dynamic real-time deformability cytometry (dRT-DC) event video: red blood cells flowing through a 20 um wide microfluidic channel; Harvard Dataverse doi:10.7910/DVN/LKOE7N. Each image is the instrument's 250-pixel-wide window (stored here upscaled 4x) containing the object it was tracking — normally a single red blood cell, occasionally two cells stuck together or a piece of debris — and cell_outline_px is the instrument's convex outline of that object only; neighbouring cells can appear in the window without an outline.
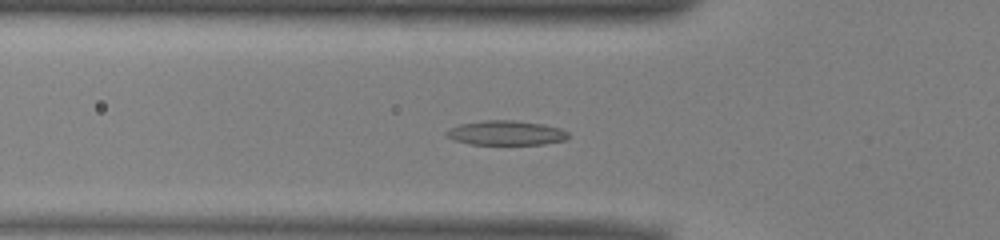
{"species": "common noctule bat (a hibernating species)", "species_latin": "Nyctalus noctula", "temperature_condition": "warm", "stored_images_in_passage": 47, "camera_frame_rate_fps": 3000, "um_per_image_px": 0.085, "animal": {"sex": "male", "body_mass_g": 13.0, "forearm_length_mm": 53.1}, "frame": {"image": 1, "passage_image": 13, "time_ms": 4.0, "image_size_px": [1000, 240], "cell_outline_px": [[568, 136], [564, 140], [544, 144], [468, 144], [444, 136], [444, 132], [448, 128], [460, 124], [484, 120], [516, 120], [544, 124], [560, 128], [568, 132]], "centroid_in_image_um": [42.97, 11.29], "position_along_channel_um": 82.8, "area_um2": 17.51}}
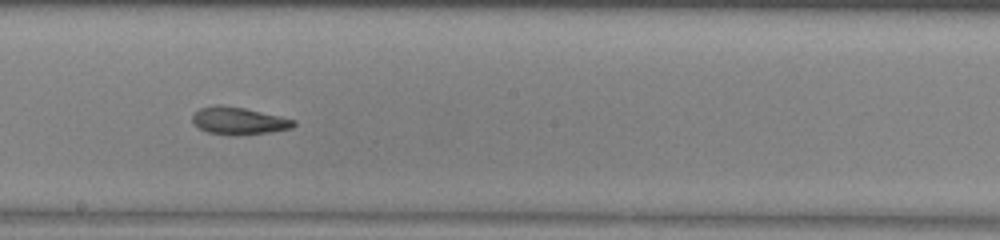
{"frame": {"image": 2, "passage_image": 24, "time_ms": 7.667, "image_size_px": [1000, 240], "cell_outline_px": [[296, 124], [292, 128], [268, 132], [208, 132], [192, 124], [192, 116], [200, 108], [216, 104], [220, 104], [244, 108], [280, 116], [296, 120]], "centroid_in_image_um": [20.28, 10.21], "position_along_channel_um": 227.9, "area_um2": 15.32}}
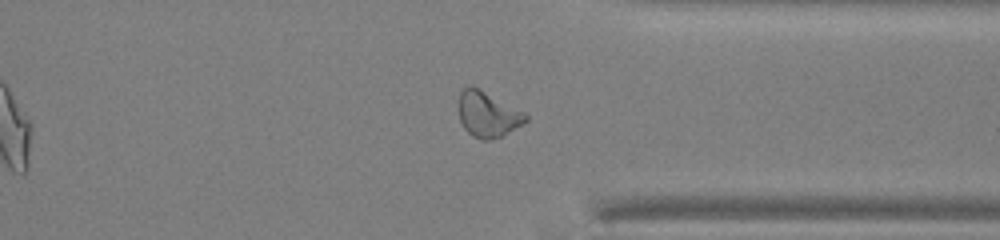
{"frame": {"image": 3, "passage_image": 35, "time_ms": 11.333, "image_size_px": [1000, 240], "cell_outline_px": [[528, 120], [500, 136], [488, 140], [480, 140], [472, 136], [464, 128], [460, 120], [460, 92], [468, 84], [472, 84], [524, 112], [528, 116]], "centroid_in_image_um": [41.44, 9.7], "position_along_channel_um": 370.0, "area_um2": 17.51}, "authors_computed_cell_mechanics": {"area_um2": 17.1666, "velocity_mm_per_s": 3.953, "shape_relaxation_time_tau1_ms": null, "shape_relaxation_time_tau2_ms": 4.1071, "deformation_change_tau1": null, "deformation_change_tau2": 0.1256}}